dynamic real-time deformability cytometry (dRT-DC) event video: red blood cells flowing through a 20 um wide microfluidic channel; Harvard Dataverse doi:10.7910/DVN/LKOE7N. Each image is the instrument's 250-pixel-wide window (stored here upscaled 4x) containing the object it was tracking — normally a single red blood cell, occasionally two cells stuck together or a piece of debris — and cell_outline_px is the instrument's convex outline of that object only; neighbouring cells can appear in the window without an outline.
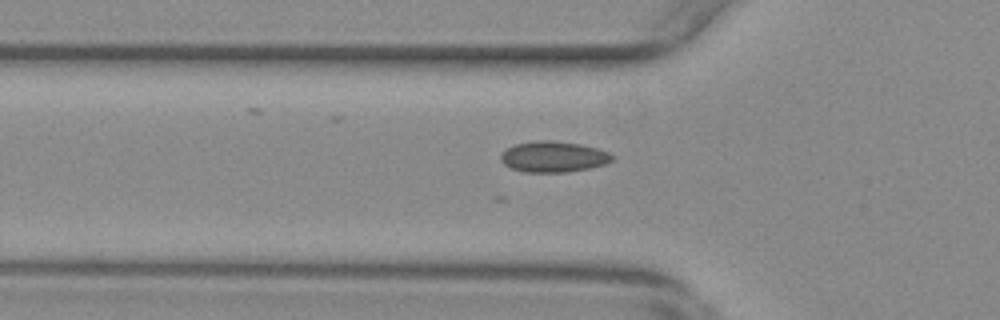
{"species": "common noctule bat (a hibernating species)", "species_latin": "Nyctalus noctula", "temperature_condition": "warm", "stored_images_in_passage": 34, "camera_frame_rate_fps": 3000, "um_per_image_px": 0.085, "animal": {"sex": "female", "body_mass_g": 29.2, "forearm_length_mm": 56.3}, "frame": {"image": 1, "passage_image": 5, "time_ms": 1.333, "image_size_px": [1000, 320], "cell_outline_px": [[616, 156], [612, 160], [604, 164], [588, 168], [568, 172], [524, 172], [512, 168], [504, 164], [500, 160], [500, 156], [508, 148], [516, 144], [536, 140], [548, 140], [580, 144], [596, 148], [608, 152]], "centroid_in_image_um": [47.05, 13.32], "position_along_channel_um": 78.8, "area_um2": 19.88}}
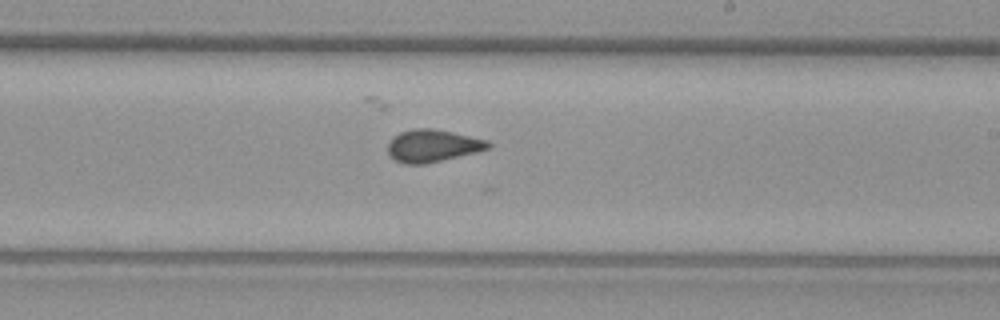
{"frame": {"image": 2, "passage_image": 19, "time_ms": 6.0, "image_size_px": [1000, 320], "cell_outline_px": [[492, 144], [488, 148], [476, 152], [424, 164], [404, 164], [388, 156], [388, 140], [392, 136], [400, 132], [412, 128], [432, 128], [452, 132], [488, 140]], "centroid_in_image_um": [36.72, 12.38], "position_along_channel_um": 252.3, "area_um2": 19.02}}
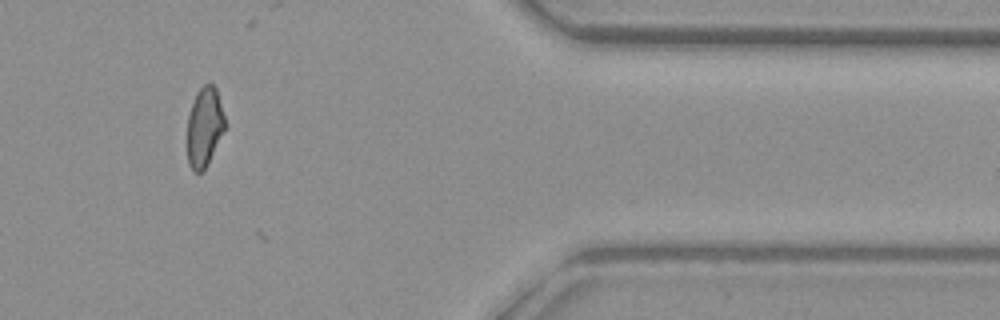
{"frame": {"image": 3, "passage_image": 33, "time_ms": 10.667, "image_size_px": [1000, 320], "cell_outline_px": [[224, 128], [208, 164], [204, 172], [196, 172], [188, 164], [188, 116], [196, 92], [204, 84], [212, 84], [216, 88], [224, 116]], "centroid_in_image_um": [17.36, 10.8], "position_along_channel_um": 394.0, "area_um2": 17.05}}